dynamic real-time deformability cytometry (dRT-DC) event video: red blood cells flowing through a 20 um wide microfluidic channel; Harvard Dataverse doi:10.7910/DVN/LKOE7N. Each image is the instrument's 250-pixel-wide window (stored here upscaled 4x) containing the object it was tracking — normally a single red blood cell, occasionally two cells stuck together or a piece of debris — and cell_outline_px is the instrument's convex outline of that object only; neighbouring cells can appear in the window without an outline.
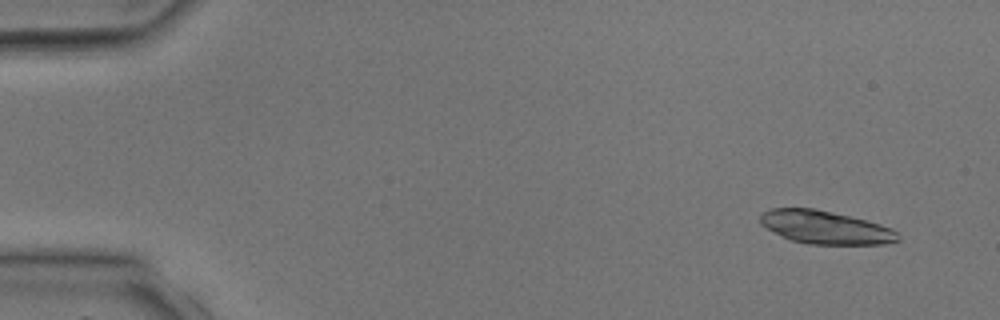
{"species": "common noctule bat (a hibernating species)", "species_latin": "Nyctalus noctula", "temperature_condition": "room temperature", "stored_images_in_passage": 4, "camera_frame_rate_fps": 3000, "um_per_image_px": 0.085, "animal": {"sex": "male", "body_mass_g": 17.9, "forearm_length_mm": 54.2}, "frame": {"image": 1, "passage_image": 1, "time_ms": 0.0, "image_size_px": [1000, 320], "cell_outline_px": [[900, 240], [884, 244], [808, 244], [792, 240], [760, 224], [760, 216], [764, 212], [772, 208], [816, 208], [880, 224], [892, 228], [896, 232]], "centroid_in_image_um": [70.17, 19.32], "position_along_channel_um": 14.8, "area_um2": 26.18}}